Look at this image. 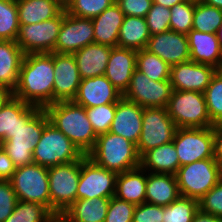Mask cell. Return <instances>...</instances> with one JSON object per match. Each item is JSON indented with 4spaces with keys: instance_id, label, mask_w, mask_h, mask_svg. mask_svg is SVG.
Wrapping results in <instances>:
<instances>
[{
    "instance_id": "obj_1",
    "label": "cell",
    "mask_w": 222,
    "mask_h": 222,
    "mask_svg": "<svg viewBox=\"0 0 222 222\" xmlns=\"http://www.w3.org/2000/svg\"><path fill=\"white\" fill-rule=\"evenodd\" d=\"M54 52L25 54L12 96L45 109L53 104Z\"/></svg>"
},
{
    "instance_id": "obj_2",
    "label": "cell",
    "mask_w": 222,
    "mask_h": 222,
    "mask_svg": "<svg viewBox=\"0 0 222 222\" xmlns=\"http://www.w3.org/2000/svg\"><path fill=\"white\" fill-rule=\"evenodd\" d=\"M52 123L87 155L95 146L97 134L89 121L85 108L71 101H58L44 109Z\"/></svg>"
},
{
    "instance_id": "obj_3",
    "label": "cell",
    "mask_w": 222,
    "mask_h": 222,
    "mask_svg": "<svg viewBox=\"0 0 222 222\" xmlns=\"http://www.w3.org/2000/svg\"><path fill=\"white\" fill-rule=\"evenodd\" d=\"M87 156L117 174L140 166L136 144L110 131L97 136L96 144Z\"/></svg>"
},
{
    "instance_id": "obj_4",
    "label": "cell",
    "mask_w": 222,
    "mask_h": 222,
    "mask_svg": "<svg viewBox=\"0 0 222 222\" xmlns=\"http://www.w3.org/2000/svg\"><path fill=\"white\" fill-rule=\"evenodd\" d=\"M49 122L47 112L40 108L26 123H21L12 137L0 143L16 167L34 163V148Z\"/></svg>"
},
{
    "instance_id": "obj_5",
    "label": "cell",
    "mask_w": 222,
    "mask_h": 222,
    "mask_svg": "<svg viewBox=\"0 0 222 222\" xmlns=\"http://www.w3.org/2000/svg\"><path fill=\"white\" fill-rule=\"evenodd\" d=\"M166 109L177 128H206L214 125L202 92L173 90Z\"/></svg>"
},
{
    "instance_id": "obj_6",
    "label": "cell",
    "mask_w": 222,
    "mask_h": 222,
    "mask_svg": "<svg viewBox=\"0 0 222 222\" xmlns=\"http://www.w3.org/2000/svg\"><path fill=\"white\" fill-rule=\"evenodd\" d=\"M181 196L200 200L221 180L220 164L214 158L179 167L175 174Z\"/></svg>"
},
{
    "instance_id": "obj_7",
    "label": "cell",
    "mask_w": 222,
    "mask_h": 222,
    "mask_svg": "<svg viewBox=\"0 0 222 222\" xmlns=\"http://www.w3.org/2000/svg\"><path fill=\"white\" fill-rule=\"evenodd\" d=\"M84 154L52 123H48L33 151L35 164L44 167L80 160Z\"/></svg>"
},
{
    "instance_id": "obj_8",
    "label": "cell",
    "mask_w": 222,
    "mask_h": 222,
    "mask_svg": "<svg viewBox=\"0 0 222 222\" xmlns=\"http://www.w3.org/2000/svg\"><path fill=\"white\" fill-rule=\"evenodd\" d=\"M9 181L18 201L42 204L50 210L47 167L35 163L16 167Z\"/></svg>"
},
{
    "instance_id": "obj_9",
    "label": "cell",
    "mask_w": 222,
    "mask_h": 222,
    "mask_svg": "<svg viewBox=\"0 0 222 222\" xmlns=\"http://www.w3.org/2000/svg\"><path fill=\"white\" fill-rule=\"evenodd\" d=\"M80 160L48 168L50 211L64 213L76 201Z\"/></svg>"
},
{
    "instance_id": "obj_10",
    "label": "cell",
    "mask_w": 222,
    "mask_h": 222,
    "mask_svg": "<svg viewBox=\"0 0 222 222\" xmlns=\"http://www.w3.org/2000/svg\"><path fill=\"white\" fill-rule=\"evenodd\" d=\"M176 130L177 127L166 108H144L142 131L136 145L139 156L150 149L172 142Z\"/></svg>"
},
{
    "instance_id": "obj_11",
    "label": "cell",
    "mask_w": 222,
    "mask_h": 222,
    "mask_svg": "<svg viewBox=\"0 0 222 222\" xmlns=\"http://www.w3.org/2000/svg\"><path fill=\"white\" fill-rule=\"evenodd\" d=\"M117 173L97 165L87 155L80 159L76 200L115 196Z\"/></svg>"
},
{
    "instance_id": "obj_12",
    "label": "cell",
    "mask_w": 222,
    "mask_h": 222,
    "mask_svg": "<svg viewBox=\"0 0 222 222\" xmlns=\"http://www.w3.org/2000/svg\"><path fill=\"white\" fill-rule=\"evenodd\" d=\"M64 18L65 9L50 20L20 24L16 42L24 54L53 53Z\"/></svg>"
},
{
    "instance_id": "obj_13",
    "label": "cell",
    "mask_w": 222,
    "mask_h": 222,
    "mask_svg": "<svg viewBox=\"0 0 222 222\" xmlns=\"http://www.w3.org/2000/svg\"><path fill=\"white\" fill-rule=\"evenodd\" d=\"M173 143L180 167L198 160L214 158L212 127L177 128Z\"/></svg>"
},
{
    "instance_id": "obj_14",
    "label": "cell",
    "mask_w": 222,
    "mask_h": 222,
    "mask_svg": "<svg viewBox=\"0 0 222 222\" xmlns=\"http://www.w3.org/2000/svg\"><path fill=\"white\" fill-rule=\"evenodd\" d=\"M172 92L170 80L154 81L136 69L123 97L143 108H166Z\"/></svg>"
},
{
    "instance_id": "obj_15",
    "label": "cell",
    "mask_w": 222,
    "mask_h": 222,
    "mask_svg": "<svg viewBox=\"0 0 222 222\" xmlns=\"http://www.w3.org/2000/svg\"><path fill=\"white\" fill-rule=\"evenodd\" d=\"M94 43V26L91 18H80L70 15L65 10L53 52L74 54L86 45Z\"/></svg>"
},
{
    "instance_id": "obj_16",
    "label": "cell",
    "mask_w": 222,
    "mask_h": 222,
    "mask_svg": "<svg viewBox=\"0 0 222 222\" xmlns=\"http://www.w3.org/2000/svg\"><path fill=\"white\" fill-rule=\"evenodd\" d=\"M217 70L211 65L189 60L171 66L169 80L173 90L204 93Z\"/></svg>"
},
{
    "instance_id": "obj_17",
    "label": "cell",
    "mask_w": 222,
    "mask_h": 222,
    "mask_svg": "<svg viewBox=\"0 0 222 222\" xmlns=\"http://www.w3.org/2000/svg\"><path fill=\"white\" fill-rule=\"evenodd\" d=\"M81 80L73 54L54 52L53 103L73 100Z\"/></svg>"
},
{
    "instance_id": "obj_18",
    "label": "cell",
    "mask_w": 222,
    "mask_h": 222,
    "mask_svg": "<svg viewBox=\"0 0 222 222\" xmlns=\"http://www.w3.org/2000/svg\"><path fill=\"white\" fill-rule=\"evenodd\" d=\"M145 49L156 54L169 66L190 60L187 35L172 30L152 35Z\"/></svg>"
},
{
    "instance_id": "obj_19",
    "label": "cell",
    "mask_w": 222,
    "mask_h": 222,
    "mask_svg": "<svg viewBox=\"0 0 222 222\" xmlns=\"http://www.w3.org/2000/svg\"><path fill=\"white\" fill-rule=\"evenodd\" d=\"M123 94L117 90L105 75L82 79L76 97V104L97 107L110 103H117Z\"/></svg>"
},
{
    "instance_id": "obj_20",
    "label": "cell",
    "mask_w": 222,
    "mask_h": 222,
    "mask_svg": "<svg viewBox=\"0 0 222 222\" xmlns=\"http://www.w3.org/2000/svg\"><path fill=\"white\" fill-rule=\"evenodd\" d=\"M143 107L122 97L116 104L110 132L135 143L142 131Z\"/></svg>"
},
{
    "instance_id": "obj_21",
    "label": "cell",
    "mask_w": 222,
    "mask_h": 222,
    "mask_svg": "<svg viewBox=\"0 0 222 222\" xmlns=\"http://www.w3.org/2000/svg\"><path fill=\"white\" fill-rule=\"evenodd\" d=\"M137 51L112 47L105 76L122 94L128 89L132 74L136 70Z\"/></svg>"
},
{
    "instance_id": "obj_22",
    "label": "cell",
    "mask_w": 222,
    "mask_h": 222,
    "mask_svg": "<svg viewBox=\"0 0 222 222\" xmlns=\"http://www.w3.org/2000/svg\"><path fill=\"white\" fill-rule=\"evenodd\" d=\"M190 60L222 70V48L215 33H203L191 29L187 34Z\"/></svg>"
},
{
    "instance_id": "obj_23",
    "label": "cell",
    "mask_w": 222,
    "mask_h": 222,
    "mask_svg": "<svg viewBox=\"0 0 222 222\" xmlns=\"http://www.w3.org/2000/svg\"><path fill=\"white\" fill-rule=\"evenodd\" d=\"M39 109L11 96L0 110V143L12 137L21 123H26Z\"/></svg>"
},
{
    "instance_id": "obj_24",
    "label": "cell",
    "mask_w": 222,
    "mask_h": 222,
    "mask_svg": "<svg viewBox=\"0 0 222 222\" xmlns=\"http://www.w3.org/2000/svg\"><path fill=\"white\" fill-rule=\"evenodd\" d=\"M111 49L107 45L92 43L76 51L73 56L81 79L104 75Z\"/></svg>"
},
{
    "instance_id": "obj_25",
    "label": "cell",
    "mask_w": 222,
    "mask_h": 222,
    "mask_svg": "<svg viewBox=\"0 0 222 222\" xmlns=\"http://www.w3.org/2000/svg\"><path fill=\"white\" fill-rule=\"evenodd\" d=\"M124 13L114 2L100 15L93 17L94 43L117 47L119 30L124 21Z\"/></svg>"
},
{
    "instance_id": "obj_26",
    "label": "cell",
    "mask_w": 222,
    "mask_h": 222,
    "mask_svg": "<svg viewBox=\"0 0 222 222\" xmlns=\"http://www.w3.org/2000/svg\"><path fill=\"white\" fill-rule=\"evenodd\" d=\"M147 171L141 166L117 175L115 197L135 206L145 203Z\"/></svg>"
},
{
    "instance_id": "obj_27",
    "label": "cell",
    "mask_w": 222,
    "mask_h": 222,
    "mask_svg": "<svg viewBox=\"0 0 222 222\" xmlns=\"http://www.w3.org/2000/svg\"><path fill=\"white\" fill-rule=\"evenodd\" d=\"M147 174L146 203L167 206L180 196L174 174L150 172Z\"/></svg>"
},
{
    "instance_id": "obj_28",
    "label": "cell",
    "mask_w": 222,
    "mask_h": 222,
    "mask_svg": "<svg viewBox=\"0 0 222 222\" xmlns=\"http://www.w3.org/2000/svg\"><path fill=\"white\" fill-rule=\"evenodd\" d=\"M24 55L16 41L0 40V85L11 92L18 83Z\"/></svg>"
},
{
    "instance_id": "obj_29",
    "label": "cell",
    "mask_w": 222,
    "mask_h": 222,
    "mask_svg": "<svg viewBox=\"0 0 222 222\" xmlns=\"http://www.w3.org/2000/svg\"><path fill=\"white\" fill-rule=\"evenodd\" d=\"M140 166L150 173L175 175L180 164L173 141L145 152L140 157Z\"/></svg>"
},
{
    "instance_id": "obj_30",
    "label": "cell",
    "mask_w": 222,
    "mask_h": 222,
    "mask_svg": "<svg viewBox=\"0 0 222 222\" xmlns=\"http://www.w3.org/2000/svg\"><path fill=\"white\" fill-rule=\"evenodd\" d=\"M19 24H34L58 16L64 8L56 0H16Z\"/></svg>"
},
{
    "instance_id": "obj_31",
    "label": "cell",
    "mask_w": 222,
    "mask_h": 222,
    "mask_svg": "<svg viewBox=\"0 0 222 222\" xmlns=\"http://www.w3.org/2000/svg\"><path fill=\"white\" fill-rule=\"evenodd\" d=\"M150 37L144 17L125 16L119 30L117 47L139 51L146 48Z\"/></svg>"
},
{
    "instance_id": "obj_32",
    "label": "cell",
    "mask_w": 222,
    "mask_h": 222,
    "mask_svg": "<svg viewBox=\"0 0 222 222\" xmlns=\"http://www.w3.org/2000/svg\"><path fill=\"white\" fill-rule=\"evenodd\" d=\"M110 198L78 199L64 211L70 222H104Z\"/></svg>"
},
{
    "instance_id": "obj_33",
    "label": "cell",
    "mask_w": 222,
    "mask_h": 222,
    "mask_svg": "<svg viewBox=\"0 0 222 222\" xmlns=\"http://www.w3.org/2000/svg\"><path fill=\"white\" fill-rule=\"evenodd\" d=\"M222 24V10L201 0H195L192 29L203 33L217 34Z\"/></svg>"
},
{
    "instance_id": "obj_34",
    "label": "cell",
    "mask_w": 222,
    "mask_h": 222,
    "mask_svg": "<svg viewBox=\"0 0 222 222\" xmlns=\"http://www.w3.org/2000/svg\"><path fill=\"white\" fill-rule=\"evenodd\" d=\"M136 69L154 81L170 78L171 66L145 48L137 51Z\"/></svg>"
},
{
    "instance_id": "obj_35",
    "label": "cell",
    "mask_w": 222,
    "mask_h": 222,
    "mask_svg": "<svg viewBox=\"0 0 222 222\" xmlns=\"http://www.w3.org/2000/svg\"><path fill=\"white\" fill-rule=\"evenodd\" d=\"M199 210L198 200L179 196L170 205L163 206V222H192Z\"/></svg>"
},
{
    "instance_id": "obj_36",
    "label": "cell",
    "mask_w": 222,
    "mask_h": 222,
    "mask_svg": "<svg viewBox=\"0 0 222 222\" xmlns=\"http://www.w3.org/2000/svg\"><path fill=\"white\" fill-rule=\"evenodd\" d=\"M19 26L16 0H0V40L16 41Z\"/></svg>"
},
{
    "instance_id": "obj_37",
    "label": "cell",
    "mask_w": 222,
    "mask_h": 222,
    "mask_svg": "<svg viewBox=\"0 0 222 222\" xmlns=\"http://www.w3.org/2000/svg\"><path fill=\"white\" fill-rule=\"evenodd\" d=\"M52 214L42 204L17 201L12 214L4 222H46Z\"/></svg>"
},
{
    "instance_id": "obj_38",
    "label": "cell",
    "mask_w": 222,
    "mask_h": 222,
    "mask_svg": "<svg viewBox=\"0 0 222 222\" xmlns=\"http://www.w3.org/2000/svg\"><path fill=\"white\" fill-rule=\"evenodd\" d=\"M210 120L213 124L222 121V70H217L205 92Z\"/></svg>"
},
{
    "instance_id": "obj_39",
    "label": "cell",
    "mask_w": 222,
    "mask_h": 222,
    "mask_svg": "<svg viewBox=\"0 0 222 222\" xmlns=\"http://www.w3.org/2000/svg\"><path fill=\"white\" fill-rule=\"evenodd\" d=\"M195 0H184L170 8V30L188 34L192 29Z\"/></svg>"
},
{
    "instance_id": "obj_40",
    "label": "cell",
    "mask_w": 222,
    "mask_h": 222,
    "mask_svg": "<svg viewBox=\"0 0 222 222\" xmlns=\"http://www.w3.org/2000/svg\"><path fill=\"white\" fill-rule=\"evenodd\" d=\"M116 104L117 103H110L97 107L85 108L87 117L97 135L110 131L116 112Z\"/></svg>"
},
{
    "instance_id": "obj_41",
    "label": "cell",
    "mask_w": 222,
    "mask_h": 222,
    "mask_svg": "<svg viewBox=\"0 0 222 222\" xmlns=\"http://www.w3.org/2000/svg\"><path fill=\"white\" fill-rule=\"evenodd\" d=\"M115 0H74L66 12L80 18H93L110 7Z\"/></svg>"
},
{
    "instance_id": "obj_42",
    "label": "cell",
    "mask_w": 222,
    "mask_h": 222,
    "mask_svg": "<svg viewBox=\"0 0 222 222\" xmlns=\"http://www.w3.org/2000/svg\"><path fill=\"white\" fill-rule=\"evenodd\" d=\"M150 35L170 30V8L153 3L145 17Z\"/></svg>"
},
{
    "instance_id": "obj_43",
    "label": "cell",
    "mask_w": 222,
    "mask_h": 222,
    "mask_svg": "<svg viewBox=\"0 0 222 222\" xmlns=\"http://www.w3.org/2000/svg\"><path fill=\"white\" fill-rule=\"evenodd\" d=\"M135 205L115 196L110 198L104 222H133Z\"/></svg>"
},
{
    "instance_id": "obj_44",
    "label": "cell",
    "mask_w": 222,
    "mask_h": 222,
    "mask_svg": "<svg viewBox=\"0 0 222 222\" xmlns=\"http://www.w3.org/2000/svg\"><path fill=\"white\" fill-rule=\"evenodd\" d=\"M199 210L222 218V179L199 201Z\"/></svg>"
},
{
    "instance_id": "obj_45",
    "label": "cell",
    "mask_w": 222,
    "mask_h": 222,
    "mask_svg": "<svg viewBox=\"0 0 222 222\" xmlns=\"http://www.w3.org/2000/svg\"><path fill=\"white\" fill-rule=\"evenodd\" d=\"M17 197L9 180H0V222H4L13 212Z\"/></svg>"
},
{
    "instance_id": "obj_46",
    "label": "cell",
    "mask_w": 222,
    "mask_h": 222,
    "mask_svg": "<svg viewBox=\"0 0 222 222\" xmlns=\"http://www.w3.org/2000/svg\"><path fill=\"white\" fill-rule=\"evenodd\" d=\"M163 206L142 203L135 206L133 222H163Z\"/></svg>"
},
{
    "instance_id": "obj_47",
    "label": "cell",
    "mask_w": 222,
    "mask_h": 222,
    "mask_svg": "<svg viewBox=\"0 0 222 222\" xmlns=\"http://www.w3.org/2000/svg\"><path fill=\"white\" fill-rule=\"evenodd\" d=\"M125 16L146 17L153 4L152 0H115Z\"/></svg>"
},
{
    "instance_id": "obj_48",
    "label": "cell",
    "mask_w": 222,
    "mask_h": 222,
    "mask_svg": "<svg viewBox=\"0 0 222 222\" xmlns=\"http://www.w3.org/2000/svg\"><path fill=\"white\" fill-rule=\"evenodd\" d=\"M213 157L220 164L222 162V121L212 126Z\"/></svg>"
},
{
    "instance_id": "obj_49",
    "label": "cell",
    "mask_w": 222,
    "mask_h": 222,
    "mask_svg": "<svg viewBox=\"0 0 222 222\" xmlns=\"http://www.w3.org/2000/svg\"><path fill=\"white\" fill-rule=\"evenodd\" d=\"M16 170V166L0 146V180H9Z\"/></svg>"
},
{
    "instance_id": "obj_50",
    "label": "cell",
    "mask_w": 222,
    "mask_h": 222,
    "mask_svg": "<svg viewBox=\"0 0 222 222\" xmlns=\"http://www.w3.org/2000/svg\"><path fill=\"white\" fill-rule=\"evenodd\" d=\"M192 222H222V218L198 210Z\"/></svg>"
},
{
    "instance_id": "obj_51",
    "label": "cell",
    "mask_w": 222,
    "mask_h": 222,
    "mask_svg": "<svg viewBox=\"0 0 222 222\" xmlns=\"http://www.w3.org/2000/svg\"><path fill=\"white\" fill-rule=\"evenodd\" d=\"M12 96V92L0 85V110L1 107L5 104V102Z\"/></svg>"
},
{
    "instance_id": "obj_52",
    "label": "cell",
    "mask_w": 222,
    "mask_h": 222,
    "mask_svg": "<svg viewBox=\"0 0 222 222\" xmlns=\"http://www.w3.org/2000/svg\"><path fill=\"white\" fill-rule=\"evenodd\" d=\"M46 222H70L63 213H53Z\"/></svg>"
},
{
    "instance_id": "obj_53",
    "label": "cell",
    "mask_w": 222,
    "mask_h": 222,
    "mask_svg": "<svg viewBox=\"0 0 222 222\" xmlns=\"http://www.w3.org/2000/svg\"><path fill=\"white\" fill-rule=\"evenodd\" d=\"M153 3L158 4V5H162L164 7H168L171 8L174 5L183 2L184 0H152Z\"/></svg>"
},
{
    "instance_id": "obj_54",
    "label": "cell",
    "mask_w": 222,
    "mask_h": 222,
    "mask_svg": "<svg viewBox=\"0 0 222 222\" xmlns=\"http://www.w3.org/2000/svg\"><path fill=\"white\" fill-rule=\"evenodd\" d=\"M202 2L222 10V0H201Z\"/></svg>"
},
{
    "instance_id": "obj_55",
    "label": "cell",
    "mask_w": 222,
    "mask_h": 222,
    "mask_svg": "<svg viewBox=\"0 0 222 222\" xmlns=\"http://www.w3.org/2000/svg\"><path fill=\"white\" fill-rule=\"evenodd\" d=\"M65 10L74 0H56Z\"/></svg>"
},
{
    "instance_id": "obj_56",
    "label": "cell",
    "mask_w": 222,
    "mask_h": 222,
    "mask_svg": "<svg viewBox=\"0 0 222 222\" xmlns=\"http://www.w3.org/2000/svg\"><path fill=\"white\" fill-rule=\"evenodd\" d=\"M217 36H218L219 44L222 48V24L220 25V28L218 29Z\"/></svg>"
},
{
    "instance_id": "obj_57",
    "label": "cell",
    "mask_w": 222,
    "mask_h": 222,
    "mask_svg": "<svg viewBox=\"0 0 222 222\" xmlns=\"http://www.w3.org/2000/svg\"><path fill=\"white\" fill-rule=\"evenodd\" d=\"M221 179H222V162L220 163Z\"/></svg>"
}]
</instances>
